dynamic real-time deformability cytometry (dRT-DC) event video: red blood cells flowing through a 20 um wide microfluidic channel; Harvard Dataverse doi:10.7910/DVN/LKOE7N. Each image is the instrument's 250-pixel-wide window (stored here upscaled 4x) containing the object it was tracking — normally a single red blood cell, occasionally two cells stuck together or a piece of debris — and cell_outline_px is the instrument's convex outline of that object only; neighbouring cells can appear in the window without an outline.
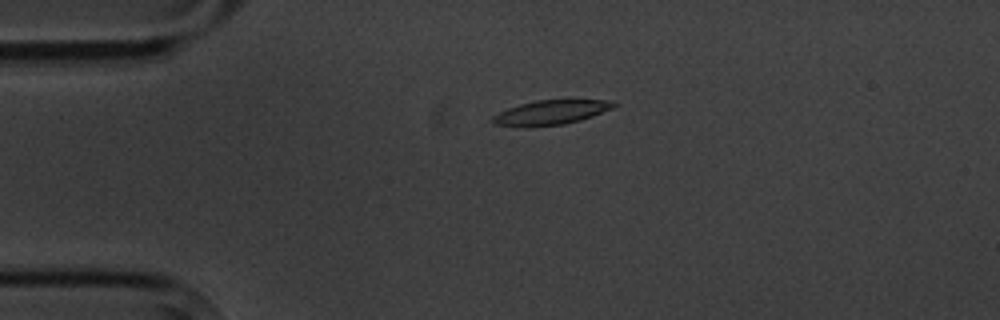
{"species": "common noctule bat (a hibernating species)", "species_latin": "Nyctalus noctula", "temperature_condition": "cold", "stored_images_in_passage": 5, "camera_frame_rate_fps": 3000, "um_per_image_px": 0.085, "animal": {"sex": "male", "body_mass_g": 20.1, "forearm_length_mm": 53.5}, "frame": {"image": 1, "passage_image": 4, "time_ms": 3.333, "image_size_px": [1000, 320], "cell_outline_px": [[620, 104], [612, 108], [592, 116], [580, 120], [564, 124], [492, 124], [492, 116], [508, 108], [520, 104], [536, 100], [572, 96], [604, 100]], "centroid_in_image_um": [46.99, 9.44], "position_along_channel_um": 38.0, "area_um2": 17.28}}